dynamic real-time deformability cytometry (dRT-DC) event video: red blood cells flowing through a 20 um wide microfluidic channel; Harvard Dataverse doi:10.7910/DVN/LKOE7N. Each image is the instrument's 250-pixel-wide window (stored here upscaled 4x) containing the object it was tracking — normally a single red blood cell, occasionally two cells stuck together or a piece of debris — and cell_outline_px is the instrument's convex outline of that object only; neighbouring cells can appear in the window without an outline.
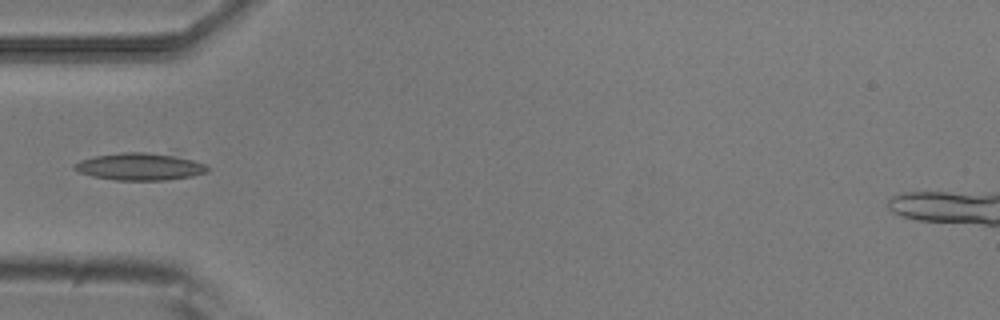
{"species": "common noctule bat (a hibernating species)", "species_latin": "Nyctalus noctula", "temperature_condition": "room temperature", "stored_images_in_passage": 6, "camera_frame_rate_fps": 3000, "um_per_image_px": 0.085, "animal": {"sex": "male", "body_mass_g": 20.5, "forearm_length_mm": 52.5}, "frame": {"image": 1, "passage_image": 5, "time_ms": 1.333, "image_size_px": [1000, 320], "cell_outline_px": [[208, 172], [192, 176], [164, 180], [116, 180], [92, 176], [80, 172], [72, 168], [72, 164], [80, 160], [96, 156], [124, 152], [144, 152], [172, 156], [192, 160], [204, 164], [208, 168]], "centroid_in_image_um": [11.83, 14.17], "position_along_channel_um": 73.2, "area_um2": 20.75}}
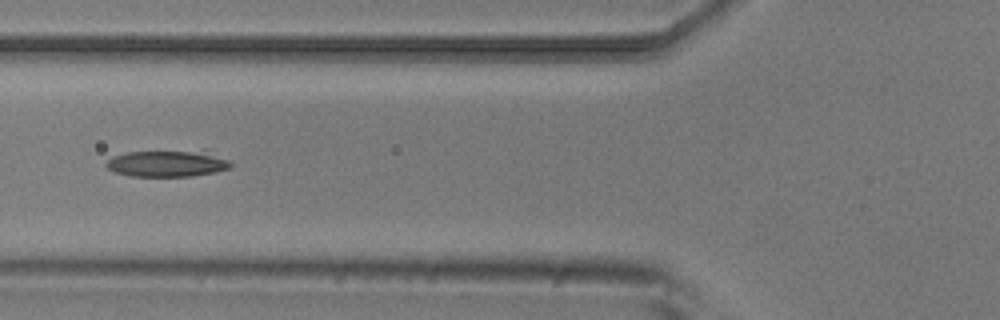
{"frame": {"image": 2, "passage_image": 6, "time_ms": 1.667, "image_size_px": [1000, 320], "cell_outline_px": [[232, 164], [228, 168], [216, 172], [192, 176], [132, 176], [116, 172], [108, 168], [104, 164], [112, 156], [124, 152], [188, 152], [228, 160]], "centroid_in_image_um": [14.06, 13.94], "position_along_channel_um": 111.7, "area_um2": 18.09}}